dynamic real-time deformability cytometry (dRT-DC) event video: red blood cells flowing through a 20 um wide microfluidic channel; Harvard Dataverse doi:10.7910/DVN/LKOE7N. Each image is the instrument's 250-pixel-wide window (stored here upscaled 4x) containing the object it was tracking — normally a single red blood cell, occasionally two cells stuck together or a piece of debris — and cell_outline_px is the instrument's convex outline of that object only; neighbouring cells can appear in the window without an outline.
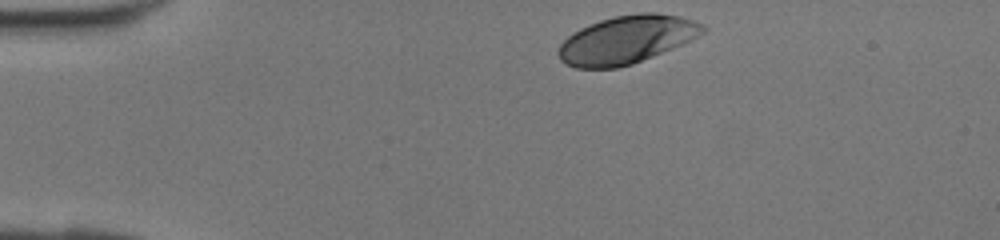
{"species": "human", "species_latin": "Homo sapiens", "temperature_condition": "room temperature", "stored_images_in_passage": 29, "camera_frame_rate_fps": 3000, "um_per_image_px": 0.085, "donor": {"sex": "female"}, "frame": {"image": 1, "passage_image": 1, "time_ms": 0.0, "image_size_px": [1000, 240], "cell_outline_px": [[708, 28], [704, 32], [672, 48], [632, 64], [616, 68], [576, 68], [564, 64], [560, 60], [556, 52], [560, 44], [572, 32], [580, 28], [600, 20], [612, 16], [640, 12], [656, 12], [680, 16], [704, 24]], "centroid_in_image_um": [53.22, 3.36], "position_along_channel_um": 31.8, "area_um2": 40.4}}
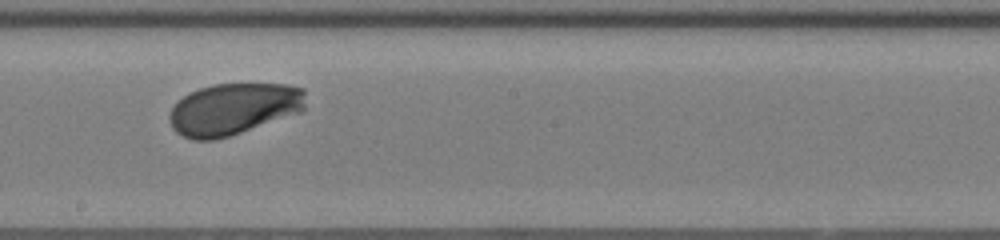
{"frame": {"image": 2, "passage_image": 17, "time_ms": 5.333, "image_size_px": [1000, 240], "cell_outline_px": [[304, 112], [228, 136], [212, 140], [192, 140], [176, 132], [172, 128], [168, 120], [168, 116], [172, 108], [184, 96], [200, 88], [212, 84], [288, 84], [304, 88]], "centroid_in_image_um": [19.87, 9.27], "position_along_channel_um": 228.3, "area_um2": 41.1}}
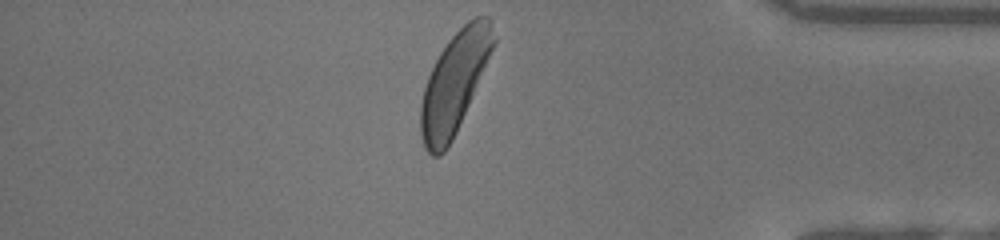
{"frame": {"image": 3, "passage_image": 29, "time_ms": 9.333, "image_size_px": [1000, 240], "cell_outline_px": [[496, 40], [456, 132], [448, 148], [440, 156], [432, 156], [424, 148], [420, 136], [420, 104], [424, 88], [428, 76], [440, 52], [448, 40], [468, 20], [476, 16], [488, 16], [492, 20], [496, 36]], "centroid_in_image_um": [38.6, 7.03], "position_along_channel_um": 396.6, "area_um2": 42.19}}